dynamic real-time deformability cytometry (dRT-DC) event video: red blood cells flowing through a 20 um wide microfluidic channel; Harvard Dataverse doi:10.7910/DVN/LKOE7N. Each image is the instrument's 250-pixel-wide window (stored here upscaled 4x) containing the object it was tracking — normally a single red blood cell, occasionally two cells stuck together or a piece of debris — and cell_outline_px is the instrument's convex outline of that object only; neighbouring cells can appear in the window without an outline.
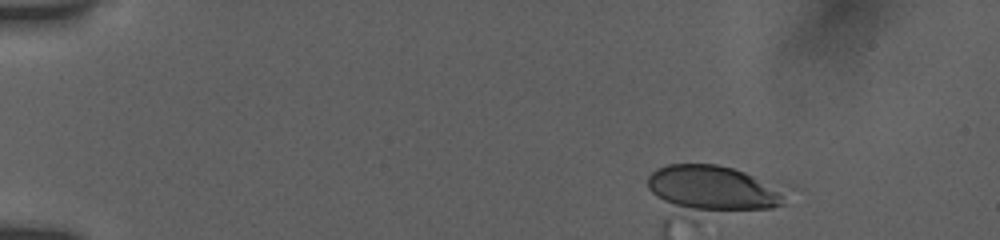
{"species": "human", "species_latin": "Homo sapiens", "temperature_condition": "room temperature", "stored_images_in_passage": 36, "camera_frame_rate_fps": 3000, "um_per_image_px": 0.085, "donor": {"sex": "female"}, "frame": {"image": 1, "passage_image": 1, "time_ms": 0.0, "image_size_px": [1000, 240], "cell_outline_px": [[788, 188], [784, 204], [772, 208], [696, 224], [692, 224], [652, 192], [648, 188], [648, 176], [656, 168], [668, 164], [716, 164], [732, 168], [788, 184]], "centroid_in_image_um": [60.71, 16.25], "position_along_channel_um": 24.3, "area_um2": 42.6}}
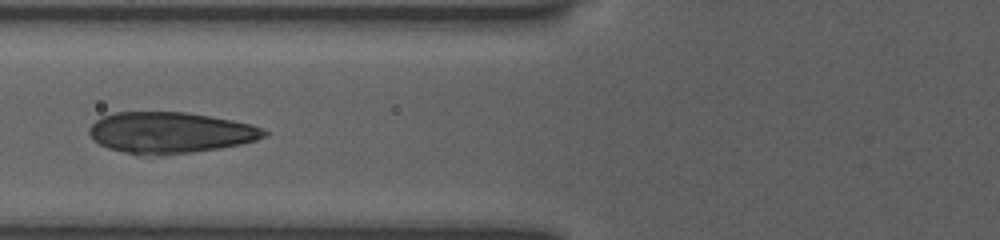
{"frame": {"image": 2, "passage_image": 22, "time_ms": 5.0, "image_size_px": [1000, 240], "cell_outline_px": [[268, 136], [256, 140], [240, 144], [192, 152], [164, 156], [136, 156], [108, 148], [92, 140], [88, 132], [88, 128], [100, 116], [112, 112], [184, 112], [232, 120], [252, 124], [268, 132]], "centroid_in_image_um": [14.39, 11.29], "position_along_channel_um": 111.4, "area_um2": 42.37}}
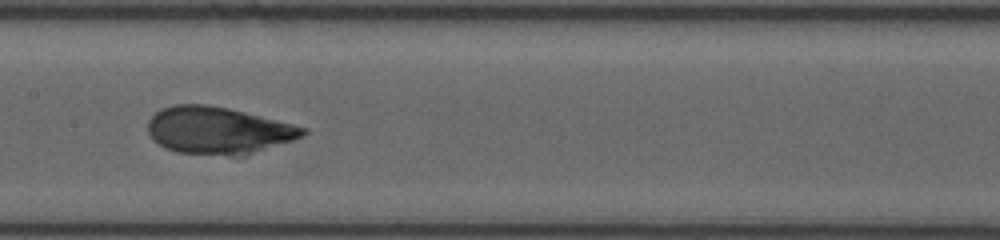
{"frame": {"image": 3, "passage_image": 35, "time_ms": 7.0, "image_size_px": [1000, 240], "cell_outline_px": [[308, 132], [292, 140], [248, 156], [228, 156], [176, 152], [164, 148], [152, 140], [148, 132], [148, 120], [160, 108], [172, 104], [208, 104], [228, 108], [308, 128]], "centroid_in_image_um": [18.51, 11.1], "position_along_channel_um": 188.9, "area_um2": 42.95}}